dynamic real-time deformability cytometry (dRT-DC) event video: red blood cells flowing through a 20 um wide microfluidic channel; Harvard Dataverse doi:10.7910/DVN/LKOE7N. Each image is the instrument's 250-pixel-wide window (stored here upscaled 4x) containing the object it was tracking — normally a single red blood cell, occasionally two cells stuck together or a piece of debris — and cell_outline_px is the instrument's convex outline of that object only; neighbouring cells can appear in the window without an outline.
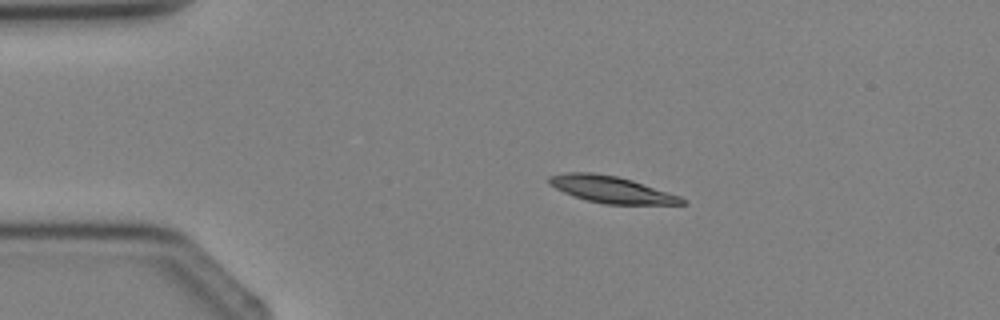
{"species": "Egyptian fruit bat (a non-hibernating species)", "species_latin": "Rousettus aegyptiacus", "temperature_condition": "cold", "stored_images_in_passage": 3, "camera_frame_rate_fps": 3000, "um_per_image_px": 0.085, "animal": {"sex": "female"}, "frame": {"image": 1, "passage_image": 1, "time_ms": 0.0, "image_size_px": [1000, 320], "cell_outline_px": [[688, 204], [604, 204], [584, 200], [564, 192], [548, 184], [548, 176], [568, 172], [592, 172], [616, 176], [632, 180], [680, 196], [688, 200]], "centroid_in_image_um": [51.96, 16.11], "position_along_channel_um": 33.0, "area_um2": 20.69}}
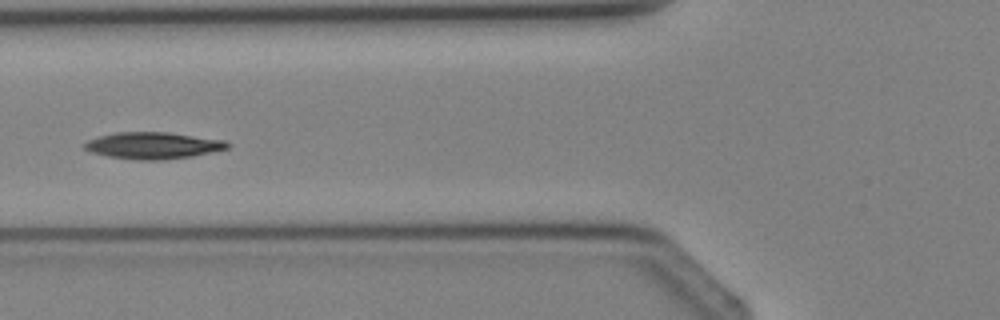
{"frame": {"image": 2, "passage_image": 3, "time_ms": 2.333, "image_size_px": [1000, 320], "cell_outline_px": [[228, 148], [192, 156], [164, 160], [136, 160], [108, 156], [92, 152], [84, 148], [84, 144], [88, 140], [100, 136], [116, 132], [168, 132], [224, 140], [228, 144]], "centroid_in_image_um": [12.99, 12.37], "position_along_channel_um": 112.8, "area_um2": 22.02}}